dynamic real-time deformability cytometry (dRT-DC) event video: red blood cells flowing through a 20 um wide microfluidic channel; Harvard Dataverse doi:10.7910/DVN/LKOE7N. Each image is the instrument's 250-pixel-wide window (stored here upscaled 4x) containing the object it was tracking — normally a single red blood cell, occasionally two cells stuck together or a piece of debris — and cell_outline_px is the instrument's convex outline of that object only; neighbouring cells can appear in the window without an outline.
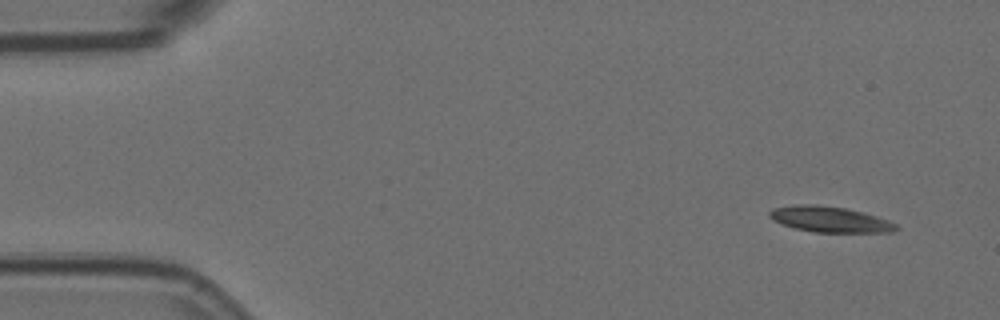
{"species": "Egyptian fruit bat (a non-hibernating species)", "species_latin": "Rousettus aegyptiacus", "temperature_condition": "room temperature", "stored_images_in_passage": 8, "camera_frame_rate_fps": 3000, "um_per_image_px": 0.085, "animal": {"sex": "female"}, "frame": {"image": 1, "passage_image": 1, "time_ms": 0.0, "image_size_px": [1000, 320], "cell_outline_px": [[900, 228], [892, 232], [812, 232], [796, 228], [772, 220], [768, 216], [768, 212], [772, 208], [796, 204], [816, 204], [844, 208], [876, 216], [888, 220], [896, 224]], "centroid_in_image_um": [70.51, 18.64], "position_along_channel_um": 14.5, "area_um2": 18.9}}
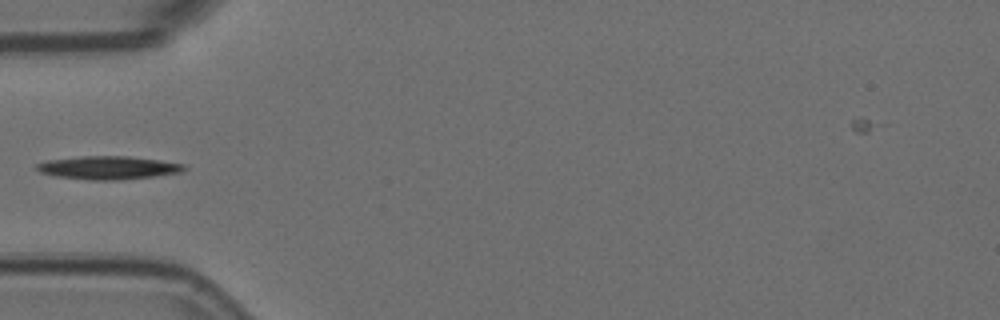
{"frame": {"image": 2, "passage_image": 5, "time_ms": 1.333, "image_size_px": [1000, 320], "cell_outline_px": [[188, 168], [180, 172], [156, 176], [124, 180], [88, 180], [56, 176], [40, 172], [36, 168], [36, 164], [48, 160], [80, 156], [128, 156], [160, 160], [184, 164]], "centroid_in_image_um": [9.22, 14.26], "position_along_channel_um": 75.8, "area_um2": 20.06}}
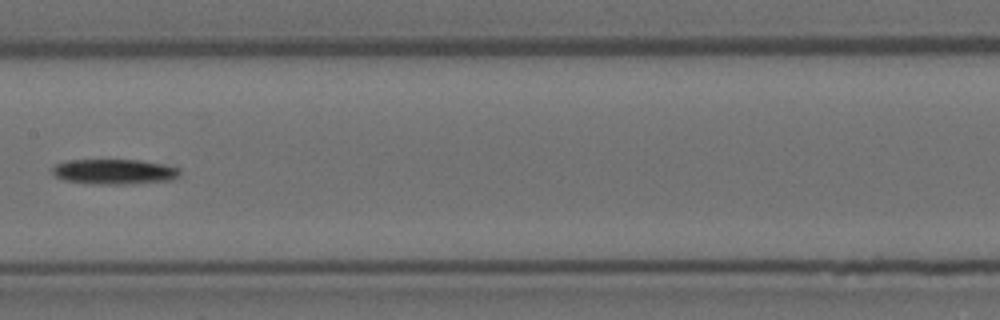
{"frame": {"image": 3, "passage_image": 8, "time_ms": 2.333, "image_size_px": [1000, 320], "cell_outline_px": [[180, 172], [172, 180], [124, 184], [96, 184], [64, 180], [56, 176], [52, 172], [52, 168], [56, 164], [72, 160], [136, 160], [160, 164], [180, 168]], "centroid_in_image_um": [9.69, 14.59], "position_along_channel_um": 197.7, "area_um2": 18.32}}